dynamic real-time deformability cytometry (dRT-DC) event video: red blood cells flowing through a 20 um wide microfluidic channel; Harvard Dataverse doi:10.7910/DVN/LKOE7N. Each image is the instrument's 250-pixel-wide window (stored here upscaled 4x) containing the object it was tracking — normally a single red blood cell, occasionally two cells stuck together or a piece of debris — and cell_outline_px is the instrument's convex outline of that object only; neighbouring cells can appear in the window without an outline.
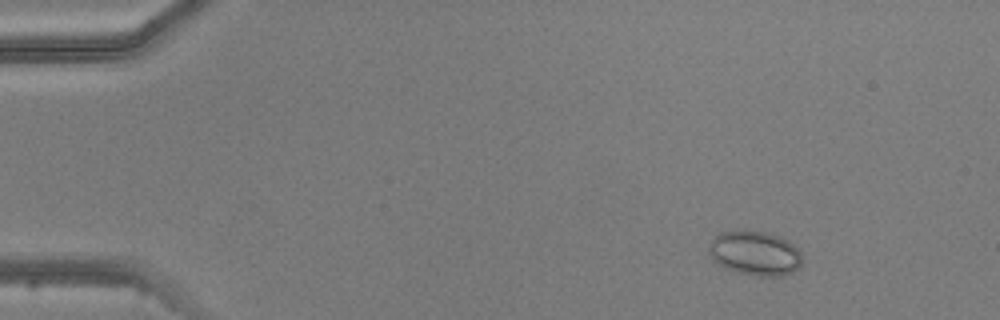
{"species": "common noctule bat (a hibernating species)", "species_latin": "Nyctalus noctula", "temperature_condition": "warm", "stored_images_in_passage": 4, "camera_frame_rate_fps": 3000, "um_per_image_px": 0.085, "animal": {"sex": "male", "body_mass_g": 20.5, "forearm_length_mm": 52.5}, "frame": {"image": 1, "passage_image": 2, "time_ms": 1.0, "image_size_px": [1000, 320], "cell_outline_px": [[800, 268], [792, 272], [780, 276], [760, 276], [736, 272], [724, 268], [712, 260], [708, 252], [712, 240], [720, 232], [744, 228], [764, 232], [780, 236], [788, 240], [800, 252]], "centroid_in_image_um": [64.14, 21.5], "position_along_channel_um": 20.9, "area_um2": 24.45}}